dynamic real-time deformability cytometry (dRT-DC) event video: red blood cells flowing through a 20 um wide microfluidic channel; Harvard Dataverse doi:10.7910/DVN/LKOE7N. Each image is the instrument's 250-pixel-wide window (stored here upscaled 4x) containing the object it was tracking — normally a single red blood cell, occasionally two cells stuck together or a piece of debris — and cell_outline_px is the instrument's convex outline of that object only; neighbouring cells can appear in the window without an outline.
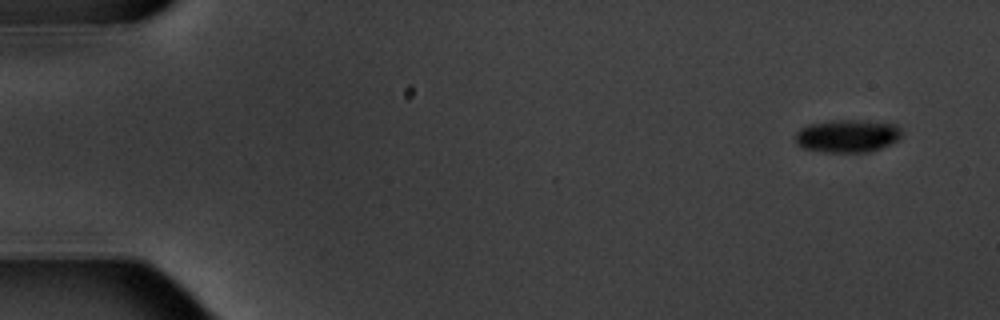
{"species": "common noctule bat (a hibernating species)", "species_latin": "Nyctalus noctula", "temperature_condition": "warm", "stored_images_in_passage": 8, "camera_frame_rate_fps": 3000, "um_per_image_px": 0.085, "animal": {"sex": "male", "body_mass_g": 20.1, "forearm_length_mm": 53.5}, "frame": {"image": 1, "passage_image": 1, "time_ms": 0.0, "image_size_px": [1000, 320], "cell_outline_px": [[904, 132], [896, 140], [872, 152], [824, 152], [804, 148], [796, 144], [796, 132], [800, 128], [808, 124], [836, 120], [860, 120], [896, 124]], "centroid_in_image_um": [72.02, 11.55], "position_along_channel_um": 13.0, "area_um2": 20.35}}
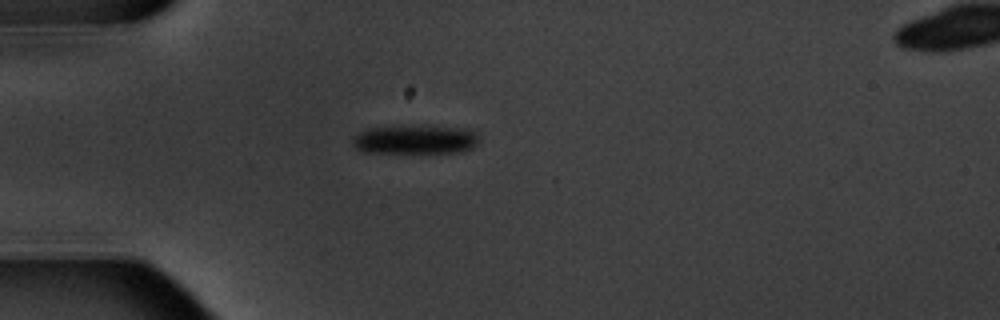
{"frame": {"image": 2, "passage_image": 4, "time_ms": 4.333, "image_size_px": [1000, 320], "cell_outline_px": [[480, 140], [472, 148], [464, 152], [360, 152], [352, 144], [352, 136], [368, 128], [468, 128], [476, 132], [480, 136]], "centroid_in_image_um": [35.32, 11.9], "position_along_channel_um": 49.7, "area_um2": 20.63}}